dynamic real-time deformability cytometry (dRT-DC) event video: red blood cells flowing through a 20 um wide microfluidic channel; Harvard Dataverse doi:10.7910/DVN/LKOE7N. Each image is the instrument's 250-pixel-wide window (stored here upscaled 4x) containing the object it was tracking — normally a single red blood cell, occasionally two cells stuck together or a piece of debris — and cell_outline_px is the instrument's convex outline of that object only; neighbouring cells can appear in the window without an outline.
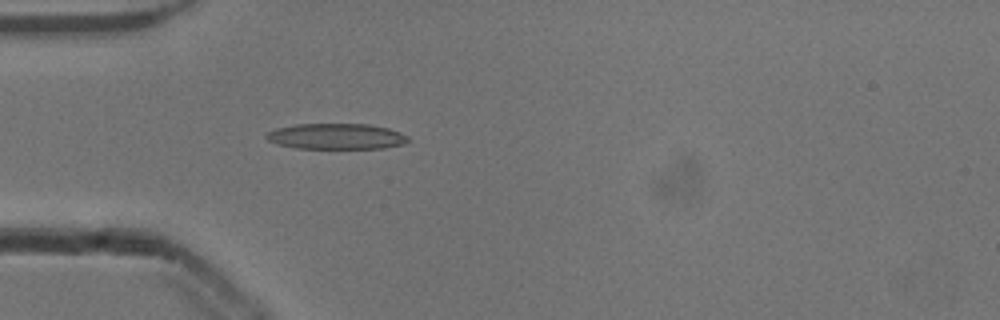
{"species": "common noctule bat (a hibernating species)", "species_latin": "Nyctalus noctula", "temperature_condition": "cold", "stored_images_in_passage": 39, "camera_frame_rate_fps": 3000, "um_per_image_px": 0.085, "animal": {"sex": "male", "body_mass_g": 13.3}, "frame": {"image": 1, "passage_image": 2, "time_ms": 0.333, "image_size_px": [1000, 320], "cell_outline_px": [[408, 140], [404, 144], [384, 148], [296, 148], [280, 144], [268, 140], [264, 136], [268, 132], [276, 128], [296, 124], [368, 124], [388, 128], [400, 132], [408, 136]], "centroid_in_image_um": [28.6, 11.58], "position_along_channel_um": 56.4, "area_um2": 21.15}}
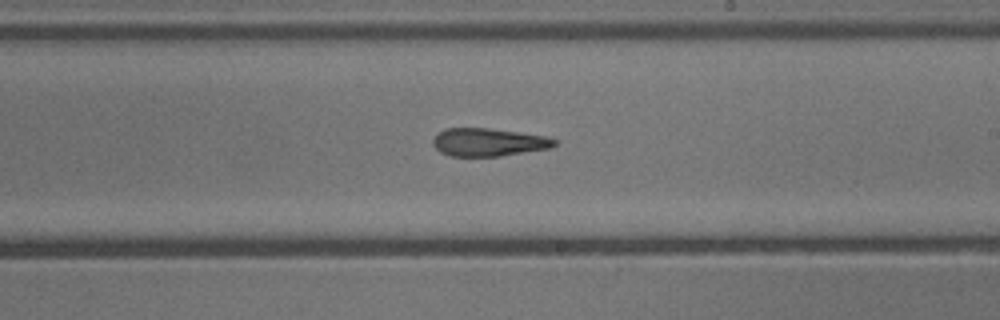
{"frame": {"image": 2, "passage_image": 17, "time_ms": 5.333, "image_size_px": [1000, 320], "cell_outline_px": [[556, 144], [552, 148], [500, 156], [448, 156], [440, 152], [432, 144], [432, 140], [436, 132], [444, 128], [488, 128], [548, 136], [556, 140]], "centroid_in_image_um": [41.49, 12.08], "position_along_channel_um": 247.5, "area_um2": 20.06}}
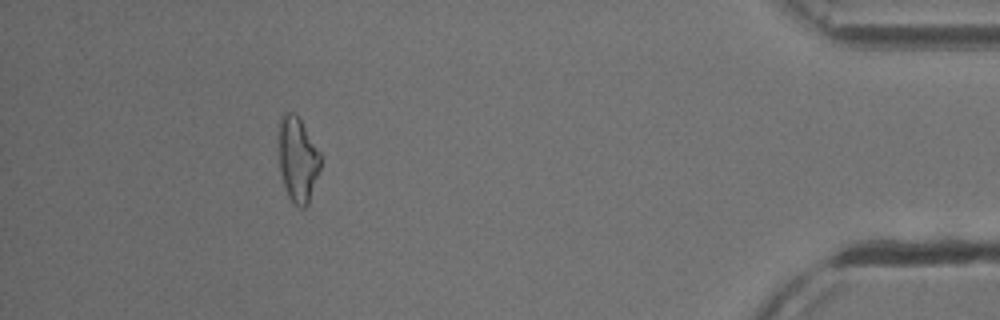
{"frame": {"image": 3, "passage_image": 34, "time_ms": 11.0, "image_size_px": [1000, 320], "cell_outline_px": [[320, 168], [308, 204], [304, 208], [296, 208], [288, 196], [280, 172], [276, 136], [280, 116], [284, 112], [292, 112], [300, 120], [320, 152]], "centroid_in_image_um": [25.25, 13.54], "position_along_channel_um": 409.9, "area_um2": 21.1}, "authors_computed_cell_mechanics": {"area_um2": 20.6924, "velocity_mm_per_s": 3.9054, "shape_relaxation_time_tau1_ms": 10.8339, "shape_relaxation_time_tau2_ms": 6.9912, "deformation_change_tau1": 0.2436, "deformation_change_tau2": 0.2276}}